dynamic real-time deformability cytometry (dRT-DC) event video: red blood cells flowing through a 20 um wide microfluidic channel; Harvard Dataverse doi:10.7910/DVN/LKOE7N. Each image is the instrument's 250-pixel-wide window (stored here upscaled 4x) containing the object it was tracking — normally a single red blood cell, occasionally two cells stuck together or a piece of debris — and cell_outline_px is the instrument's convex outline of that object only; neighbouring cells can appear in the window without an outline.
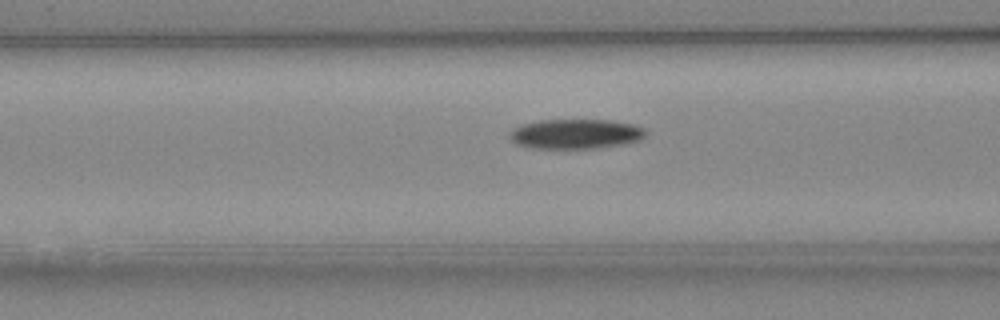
{"species": "Egyptian fruit bat (a non-hibernating species)", "species_latin": "Rousettus aegyptiacus", "temperature_condition": "cold", "stored_images_in_passage": 35, "camera_frame_rate_fps": 3000, "um_per_image_px": 0.085, "animal": {"sex": "female"}, "frame": {"image": 1, "passage_image": 15, "time_ms": 4.667, "image_size_px": [1000, 320], "cell_outline_px": [[648, 132], [640, 140], [624, 144], [596, 148], [528, 148], [516, 144], [508, 136], [508, 132], [512, 128], [520, 124], [540, 120], [608, 120], [632, 124], [644, 128]], "centroid_in_image_um": [48.88, 11.38], "position_along_channel_um": 117.7, "area_um2": 23.81}}
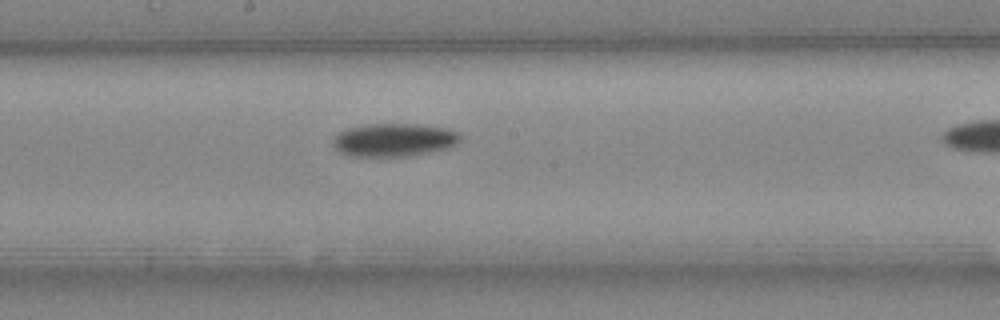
{"frame": {"image": 2, "passage_image": 22, "time_ms": 7.0, "image_size_px": [1000, 320], "cell_outline_px": [[464, 136], [456, 144], [448, 148], [412, 156], [352, 156], [340, 152], [332, 144], [332, 140], [340, 132], [348, 128], [368, 124], [412, 124], [448, 128]], "centroid_in_image_um": [33.52, 11.89], "position_along_channel_um": 214.7, "area_um2": 24.57}}
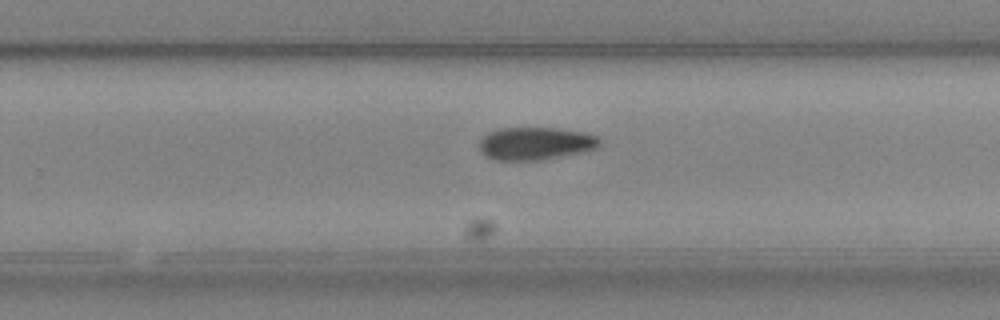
{"frame": {"image": 3, "passage_image": 27, "time_ms": 8.667, "image_size_px": [1000, 320], "cell_outline_px": [[600, 144], [596, 148], [584, 152], [540, 160], [496, 160], [488, 156], [480, 148], [480, 140], [488, 132], [500, 128], [556, 128], [584, 132], [596, 136], [600, 140]], "centroid_in_image_um": [45.54, 12.19], "position_along_channel_um": 284.3, "area_um2": 22.77}}